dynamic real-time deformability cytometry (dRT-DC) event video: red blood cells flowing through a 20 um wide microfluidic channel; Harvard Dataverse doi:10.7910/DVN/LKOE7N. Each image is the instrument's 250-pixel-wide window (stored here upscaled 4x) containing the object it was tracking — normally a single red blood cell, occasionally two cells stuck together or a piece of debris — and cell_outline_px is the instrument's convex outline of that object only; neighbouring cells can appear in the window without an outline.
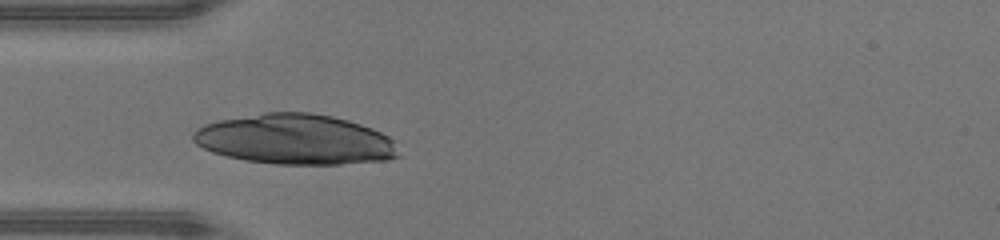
{"species": "human", "species_latin": "Homo sapiens", "temperature_condition": "warm", "stored_images_in_passage": 25, "camera_frame_rate_fps": 3000, "um_per_image_px": 0.085, "donor": {"sex": "male"}, "frame": {"image": 1, "passage_image": 1, "time_ms": 0.0, "image_size_px": [1000, 240], "cell_outline_px": [[400, 156], [388, 160], [340, 164], [276, 164], [244, 160], [212, 152], [196, 144], [192, 140], [192, 132], [204, 124], [220, 120], [264, 112], [312, 112], [332, 116], [348, 120], [372, 128], [388, 136], [392, 140]], "centroid_in_image_um": [25.08, 11.85], "position_along_channel_um": 59.9, "area_um2": 60.11}}
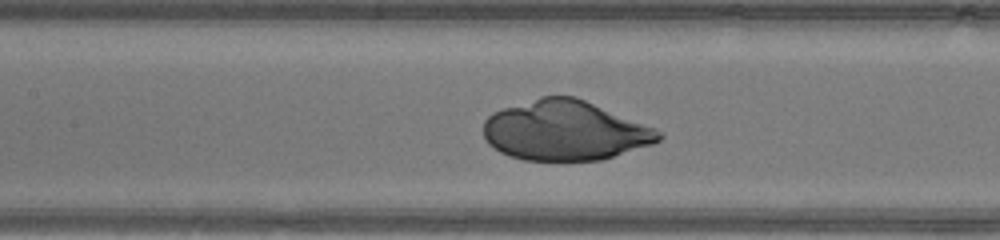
{"frame": {"image": 2, "passage_image": 8, "time_ms": 2.333, "image_size_px": [1000, 240], "cell_outline_px": [[664, 136], [660, 140], [652, 144], [600, 160], [524, 160], [500, 152], [488, 144], [484, 136], [484, 120], [492, 112], [540, 96], [576, 96], [656, 128]], "centroid_in_image_um": [48.02, 11.09], "position_along_channel_um": 159.4, "area_um2": 60.98}}
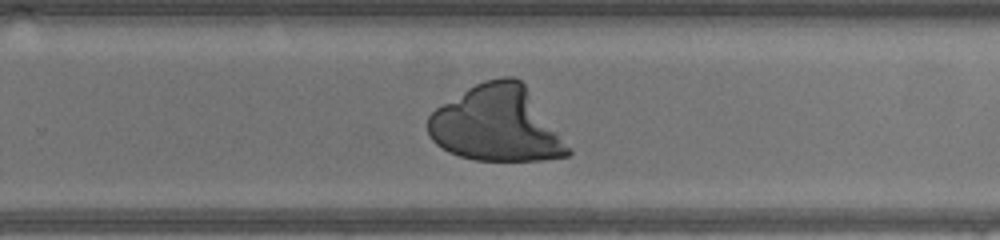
{"frame": {"image": 3, "passage_image": 17, "time_ms": 5.333, "image_size_px": [1000, 240], "cell_outline_px": [[572, 152], [568, 156], [544, 160], [476, 160], [460, 156], [448, 152], [436, 144], [432, 140], [428, 132], [428, 116], [436, 108], [468, 88], [484, 80], [504, 76], [516, 76], [524, 84], [572, 148]], "centroid_in_image_um": [42.23, 10.56], "position_along_channel_um": 287.6, "area_um2": 61.38}}